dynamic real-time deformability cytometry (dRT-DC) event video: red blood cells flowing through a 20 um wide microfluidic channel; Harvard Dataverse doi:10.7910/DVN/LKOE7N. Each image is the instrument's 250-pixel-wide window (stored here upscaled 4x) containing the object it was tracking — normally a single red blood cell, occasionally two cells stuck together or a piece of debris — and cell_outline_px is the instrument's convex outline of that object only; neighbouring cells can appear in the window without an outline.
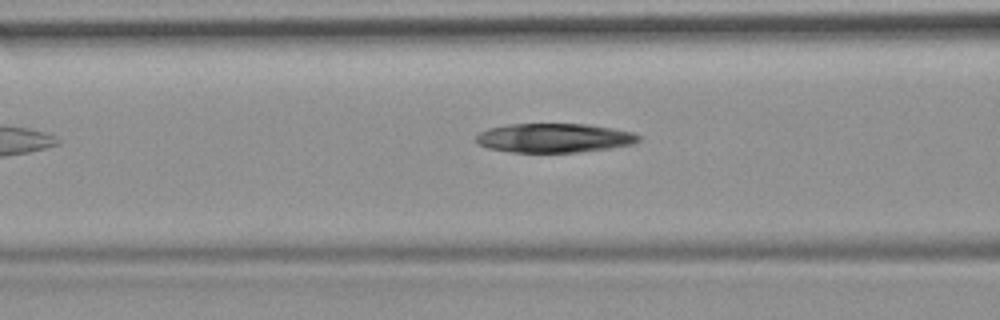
{"species": "common noctule bat (a hibernating species)", "species_latin": "Nyctalus noctula", "temperature_condition": "room temperature", "stored_images_in_passage": 4, "camera_frame_rate_fps": 3000, "um_per_image_px": 0.085, "animal": {"sex": "female", "body_mass_g": 19.9}, "frame": {"image": 1, "passage_image": 3, "time_ms": 2.333, "image_size_px": [1000, 320], "cell_outline_px": [[640, 140], [632, 144], [612, 148], [576, 152], [508, 152], [488, 148], [476, 144], [476, 136], [480, 132], [488, 128], [508, 124], [588, 124], [612, 128], [632, 132], [640, 136]], "centroid_in_image_um": [47.07, 11.73], "position_along_channel_um": 119.5, "area_um2": 27.69}}
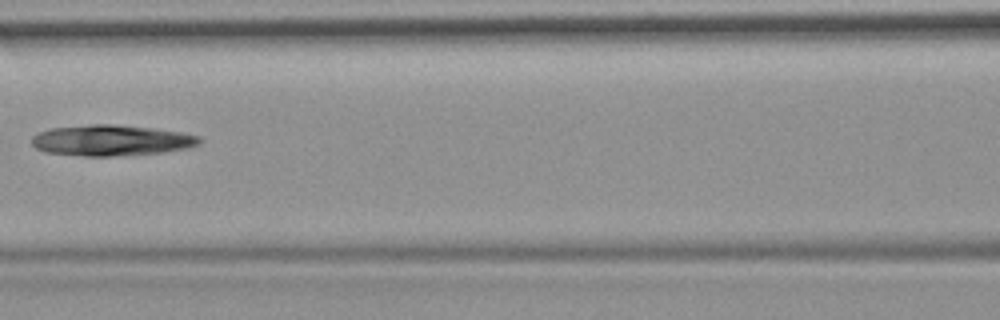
{"frame": {"image": 2, "passage_image": 4, "time_ms": 3.333, "image_size_px": [1000, 320], "cell_outline_px": [[200, 144], [188, 148], [160, 152], [112, 156], [80, 156], [44, 152], [36, 148], [32, 144], [32, 136], [48, 128], [92, 124], [112, 124], [152, 128], [180, 132], [200, 136]], "centroid_in_image_um": [9.42, 11.93], "position_along_channel_um": 157.2, "area_um2": 30.11}}